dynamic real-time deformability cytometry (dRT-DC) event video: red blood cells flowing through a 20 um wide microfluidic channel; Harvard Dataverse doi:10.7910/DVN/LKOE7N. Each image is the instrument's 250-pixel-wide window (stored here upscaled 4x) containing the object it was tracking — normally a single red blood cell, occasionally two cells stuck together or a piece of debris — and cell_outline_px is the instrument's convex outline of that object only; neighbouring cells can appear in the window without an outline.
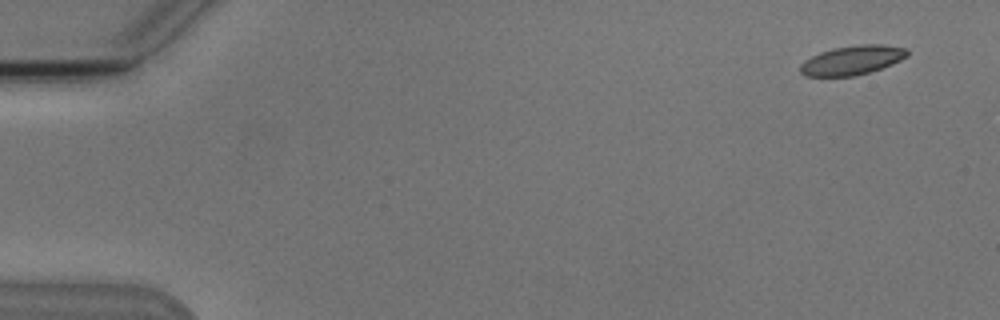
{"species": "Egyptian fruit bat (a non-hibernating species)", "species_latin": "Rousettus aegyptiacus", "temperature_condition": "cold", "stored_images_in_passage": 5, "camera_frame_rate_fps": 3000, "um_per_image_px": 0.085, "animal": {"sex": "male"}, "frame": {"image": 1, "passage_image": 1, "time_ms": 0.0, "image_size_px": [1000, 320], "cell_outline_px": [[908, 56], [892, 64], [868, 72], [852, 76], [804, 76], [800, 72], [800, 64], [804, 60], [820, 52], [836, 48], [860, 44], [884, 44], [908, 48]], "centroid_in_image_um": [72.44, 5.11], "position_along_channel_um": 12.6, "area_um2": 18.15}}